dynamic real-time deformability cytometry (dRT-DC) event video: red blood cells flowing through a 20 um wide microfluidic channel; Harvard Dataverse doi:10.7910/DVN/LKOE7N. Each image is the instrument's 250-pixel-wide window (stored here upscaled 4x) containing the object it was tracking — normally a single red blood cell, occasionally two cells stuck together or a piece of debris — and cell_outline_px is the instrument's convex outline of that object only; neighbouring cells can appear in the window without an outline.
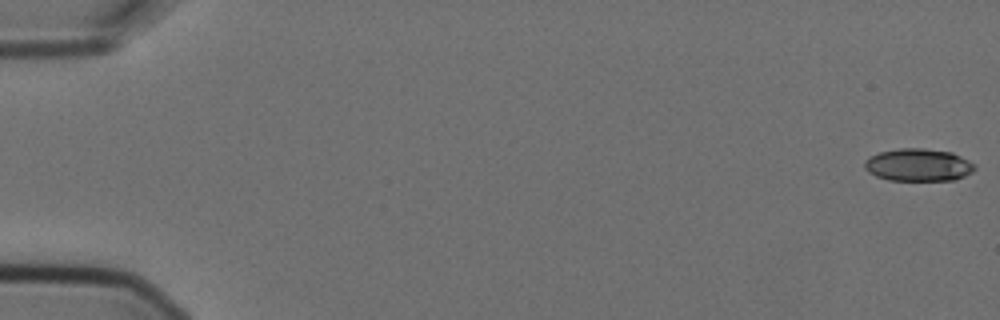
{"species": "Egyptian fruit bat (a non-hibernating species)", "species_latin": "Rousettus aegyptiacus", "temperature_condition": "cold", "stored_images_in_passage": 6, "camera_frame_rate_fps": 3000, "um_per_image_px": 0.085, "animal": {"sex": "female"}, "frame": {"image": 1, "passage_image": 1, "time_ms": 0.0, "image_size_px": [1000, 320], "cell_outline_px": [[976, 168], [972, 172], [956, 180], [888, 180], [876, 176], [868, 172], [864, 168], [864, 160], [880, 152], [900, 148], [924, 148], [952, 152], [976, 164]], "centroid_in_image_um": [78.07, 14.02], "position_along_channel_um": 6.9, "area_um2": 20.98}}